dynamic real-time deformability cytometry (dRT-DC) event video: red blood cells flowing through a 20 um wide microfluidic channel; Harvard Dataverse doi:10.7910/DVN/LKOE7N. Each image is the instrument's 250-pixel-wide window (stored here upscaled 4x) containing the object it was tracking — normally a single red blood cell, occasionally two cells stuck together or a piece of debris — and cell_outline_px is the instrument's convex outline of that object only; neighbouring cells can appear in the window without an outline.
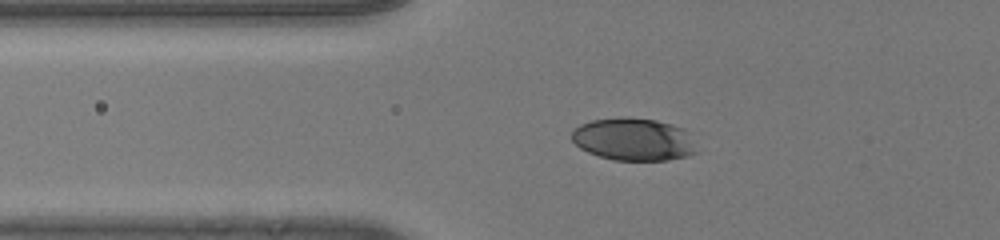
{"species": "human", "species_latin": "Homo sapiens", "temperature_condition": "room temperature", "stored_images_in_passage": 34, "camera_frame_rate_fps": 3000, "um_per_image_px": 0.085, "donor": {"sex": "male"}, "frame": {"image": 1, "passage_image": 5, "time_ms": 1.333, "image_size_px": [1000, 240], "cell_outline_px": [[676, 156], [656, 160], [624, 160], [604, 156], [592, 152], [584, 148], [580, 144], [588, 124], [600, 120], [648, 120], [660, 124]], "centroid_in_image_um": [53.35, 11.9], "position_along_channel_um": 72.5, "area_um2": 22.2}}
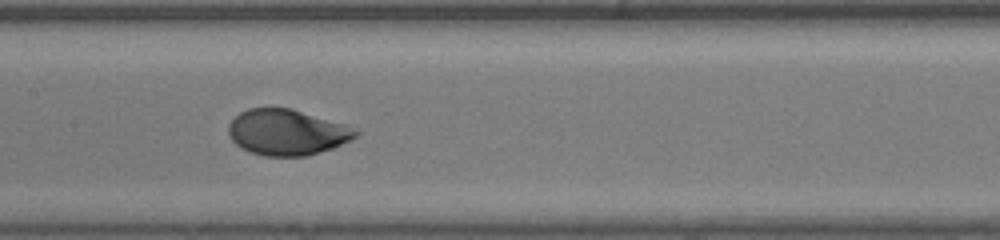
{"frame": {"image": 2, "passage_image": 14, "time_ms": 4.333, "image_size_px": [1000, 240], "cell_outline_px": [[348, 136], [344, 140], [336, 144], [312, 152], [260, 152], [248, 148], [240, 144], [236, 140], [232, 132], [260, 108], [284, 108], [296, 112]], "centroid_in_image_um": [24.22, 11.26], "position_along_channel_um": 183.2, "area_um2": 25.32}}
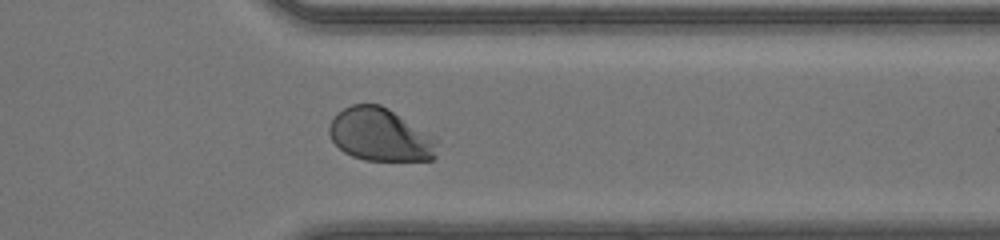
{"frame": {"image": 3, "passage_image": 28, "time_ms": 9.0, "image_size_px": [1000, 240], "cell_outline_px": [[432, 156], [428, 160], [376, 160], [356, 156], [348, 152], [332, 136], [332, 128], [344, 112], [348, 108], [360, 104], [376, 104], [384, 108]], "centroid_in_image_um": [31.98, 11.5], "position_along_channel_um": 379.4, "area_um2": 26.36}}